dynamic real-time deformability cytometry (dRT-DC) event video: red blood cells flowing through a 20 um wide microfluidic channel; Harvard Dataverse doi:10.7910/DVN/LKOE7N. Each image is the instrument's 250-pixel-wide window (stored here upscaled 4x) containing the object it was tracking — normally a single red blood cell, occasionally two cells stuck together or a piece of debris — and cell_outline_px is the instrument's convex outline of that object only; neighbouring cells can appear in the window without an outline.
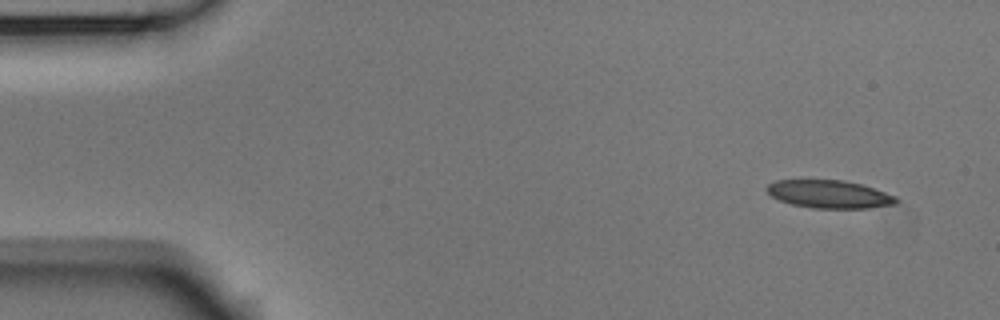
{"species": "Egyptian fruit bat (a non-hibernating species)", "species_latin": "Rousettus aegyptiacus", "temperature_condition": "room temperature", "stored_images_in_passage": 4, "camera_frame_rate_fps": 3000, "um_per_image_px": 0.085, "animal": {"sex": "male"}, "frame": {"image": 1, "passage_image": 1, "time_ms": 0.0, "image_size_px": [1000, 320], "cell_outline_px": [[900, 200], [896, 204], [868, 208], [812, 208], [792, 204], [780, 200], [772, 196], [764, 188], [768, 184], [776, 180], [844, 180], [860, 184], [896, 196]], "centroid_in_image_um": [70.49, 16.51], "position_along_channel_um": 14.5, "area_um2": 20.98}}
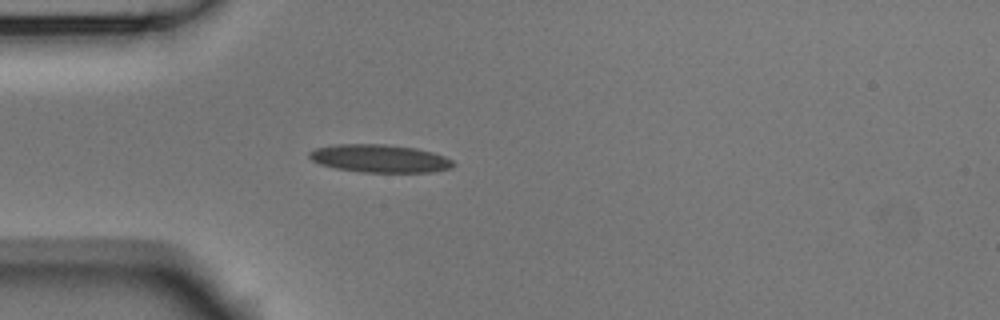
{"frame": {"image": 2, "passage_image": 4, "time_ms": 1.0, "image_size_px": [1000, 320], "cell_outline_px": [[456, 164], [452, 168], [432, 172], [364, 172], [336, 168], [320, 164], [312, 160], [308, 156], [308, 152], [316, 148], [336, 144], [384, 144], [416, 148], [432, 152], [444, 156], [452, 160]], "centroid_in_image_um": [32.29, 13.47], "position_along_channel_um": 52.7, "area_um2": 23.41}}